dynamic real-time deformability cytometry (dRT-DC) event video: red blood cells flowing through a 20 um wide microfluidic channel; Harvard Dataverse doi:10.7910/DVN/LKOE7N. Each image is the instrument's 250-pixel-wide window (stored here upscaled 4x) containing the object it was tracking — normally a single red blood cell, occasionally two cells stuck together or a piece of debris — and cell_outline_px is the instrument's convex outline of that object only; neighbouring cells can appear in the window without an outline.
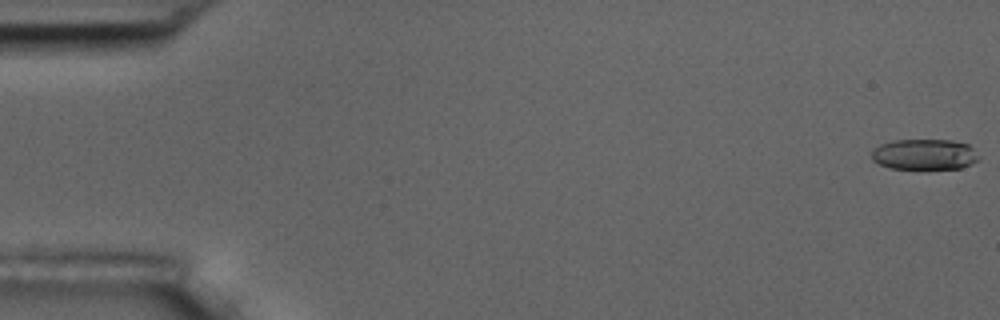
{"species": "common noctule bat (a hibernating species)", "species_latin": "Nyctalus noctula", "temperature_condition": "room temperature", "stored_images_in_passage": 15, "camera_frame_rate_fps": 3000, "um_per_image_px": 0.085, "animal": {"sex": "male", "body_mass_g": 17.5, "forearm_length_mm": 52.3}, "frame": {"image": 1, "passage_image": 1, "time_ms": 0.0, "image_size_px": [1000, 320], "cell_outline_px": [[980, 160], [972, 164], [960, 168], [892, 168], [880, 164], [872, 160], [872, 152], [880, 144], [892, 140], [952, 140], [968, 144], [972, 148]], "centroid_in_image_um": [78.59, 13.11], "position_along_channel_um": 6.4, "area_um2": 18.96}}